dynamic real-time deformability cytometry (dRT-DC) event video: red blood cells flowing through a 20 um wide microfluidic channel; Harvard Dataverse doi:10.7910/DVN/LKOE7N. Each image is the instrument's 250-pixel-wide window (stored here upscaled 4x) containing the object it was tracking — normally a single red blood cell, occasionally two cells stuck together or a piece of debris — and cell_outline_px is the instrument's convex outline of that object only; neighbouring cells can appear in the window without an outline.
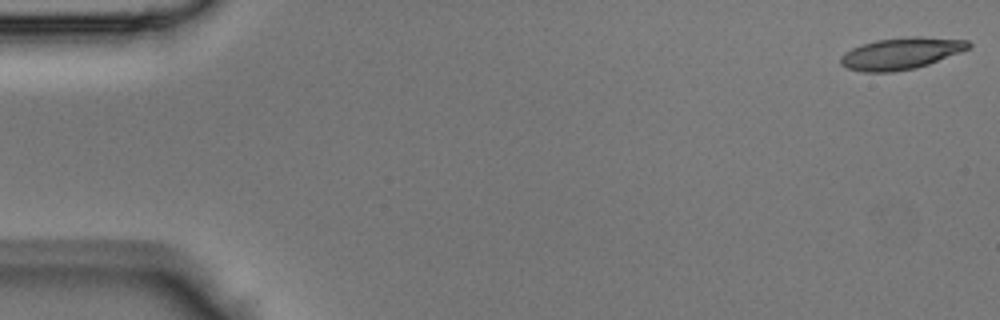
{"species": "Egyptian fruit bat (a non-hibernating species)", "species_latin": "Rousettus aegyptiacus", "temperature_condition": "room temperature", "stored_images_in_passage": 44, "camera_frame_rate_fps": 3000, "um_per_image_px": 0.085, "animal": {"sex": "male"}, "frame": {"image": 1, "passage_image": 1, "time_ms": 0.0, "image_size_px": [1000, 320], "cell_outline_px": [[972, 44], [968, 48], [960, 52], [928, 64], [916, 68], [892, 72], [860, 72], [848, 68], [840, 64], [840, 56], [852, 48], [860, 44], [876, 40], [908, 36], [920, 36], [968, 40]], "centroid_in_image_um": [76.56, 4.54], "position_along_channel_um": 8.4, "area_um2": 23.7}}
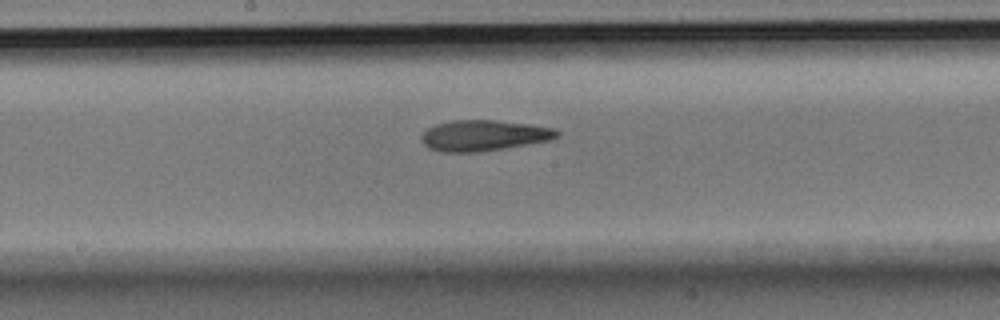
{"frame": {"image": 2, "passage_image": 23, "time_ms": 7.333, "image_size_px": [1000, 320], "cell_outline_px": [[560, 136], [548, 140], [504, 148], [476, 152], [440, 152], [428, 148], [424, 144], [420, 136], [428, 128], [436, 124], [452, 120], [496, 120], [528, 124], [556, 128], [560, 132]], "centroid_in_image_um": [41.1, 11.51], "position_along_channel_um": 207.1, "area_um2": 24.28}}
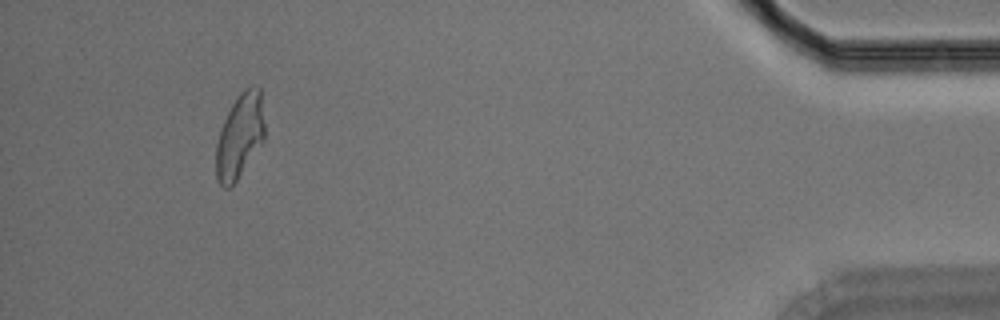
{"frame": {"image": 3, "passage_image": 41, "time_ms": 13.333, "image_size_px": [1000, 320], "cell_outline_px": [[264, 140], [236, 180], [228, 188], [224, 188], [216, 180], [216, 144], [224, 120], [232, 104], [240, 92], [252, 84], [260, 88], [264, 124]], "centroid_in_image_um": [20.38, 11.55], "position_along_channel_um": 414.8, "area_um2": 23.64}}